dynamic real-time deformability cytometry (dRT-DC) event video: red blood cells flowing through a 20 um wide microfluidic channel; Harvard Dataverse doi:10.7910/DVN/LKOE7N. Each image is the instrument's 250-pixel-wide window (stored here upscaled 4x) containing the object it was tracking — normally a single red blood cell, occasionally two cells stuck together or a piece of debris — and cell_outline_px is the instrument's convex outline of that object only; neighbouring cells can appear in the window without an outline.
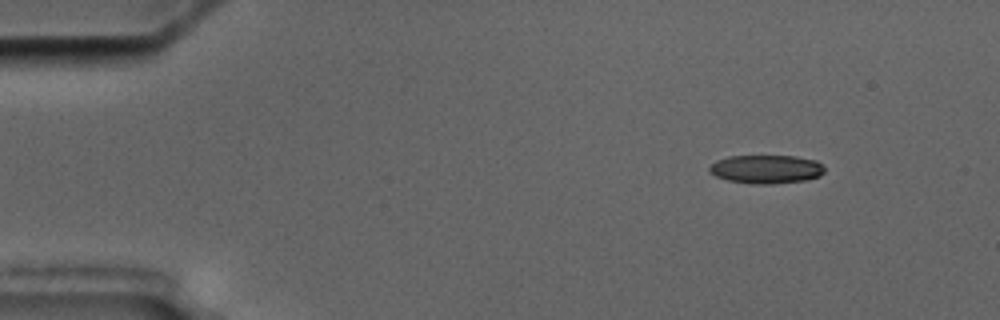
{"species": "common noctule bat (a hibernating species)", "species_latin": "Nyctalus noctula", "temperature_condition": "cold", "stored_images_in_passage": 4, "camera_frame_rate_fps": 3000, "um_per_image_px": 0.085, "animal": {"sex": "male", "body_mass_g": 17.5, "forearm_length_mm": 52.3}, "frame": {"image": 1, "passage_image": 1, "time_ms": 0.0, "image_size_px": [1000, 320], "cell_outline_px": [[824, 172], [820, 176], [804, 180], [772, 184], [752, 184], [728, 180], [716, 176], [708, 172], [708, 168], [716, 160], [728, 156], [796, 156], [816, 160], [824, 168]], "centroid_in_image_um": [65.11, 14.38], "position_along_channel_um": 19.9, "area_um2": 19.19}}
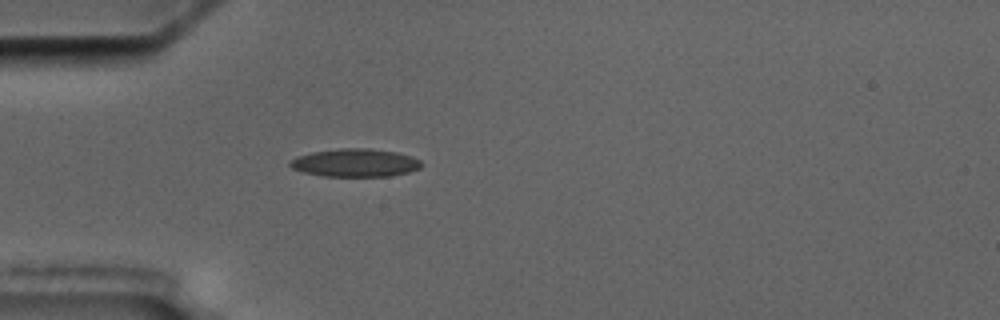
{"frame": {"image": 2, "passage_image": 4, "time_ms": 3.333, "image_size_px": [1000, 320], "cell_outline_px": [[424, 164], [420, 168], [408, 172], [392, 176], [320, 176], [304, 172], [292, 168], [288, 164], [288, 160], [296, 156], [312, 152], [340, 148], [368, 148], [396, 152], [412, 156], [420, 160]], "centroid_in_image_um": [30.18, 13.83], "position_along_channel_um": 54.8, "area_um2": 21.68}}